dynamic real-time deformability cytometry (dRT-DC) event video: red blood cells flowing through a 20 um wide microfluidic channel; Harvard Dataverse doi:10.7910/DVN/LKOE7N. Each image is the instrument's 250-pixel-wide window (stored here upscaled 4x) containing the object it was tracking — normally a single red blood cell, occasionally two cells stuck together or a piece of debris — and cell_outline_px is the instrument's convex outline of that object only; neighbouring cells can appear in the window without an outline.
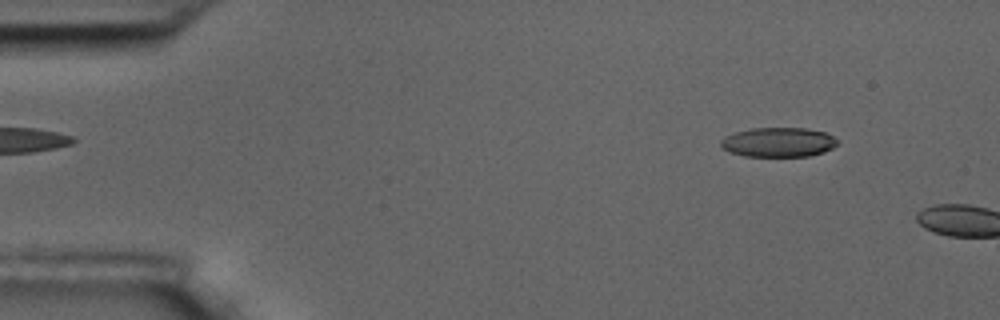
{"species": "common noctule bat (a hibernating species)", "species_latin": "Nyctalus noctula", "temperature_condition": "room temperature", "stored_images_in_passage": 7, "camera_frame_rate_fps": 3000, "um_per_image_px": 0.085, "animal": {"sex": "male", "body_mass_g": 17.5, "forearm_length_mm": 52.3}, "frame": {"image": 1, "passage_image": 5, "time_ms": 1.333, "image_size_px": [1000, 320], "cell_outline_px": [[840, 140], [832, 148], [824, 152], [808, 156], [744, 156], [728, 152], [720, 148], [720, 140], [724, 136], [736, 132], [752, 128], [804, 128], [824, 132]], "centroid_in_image_um": [66.12, 12.09], "position_along_channel_um": 18.9, "area_um2": 20.17}}